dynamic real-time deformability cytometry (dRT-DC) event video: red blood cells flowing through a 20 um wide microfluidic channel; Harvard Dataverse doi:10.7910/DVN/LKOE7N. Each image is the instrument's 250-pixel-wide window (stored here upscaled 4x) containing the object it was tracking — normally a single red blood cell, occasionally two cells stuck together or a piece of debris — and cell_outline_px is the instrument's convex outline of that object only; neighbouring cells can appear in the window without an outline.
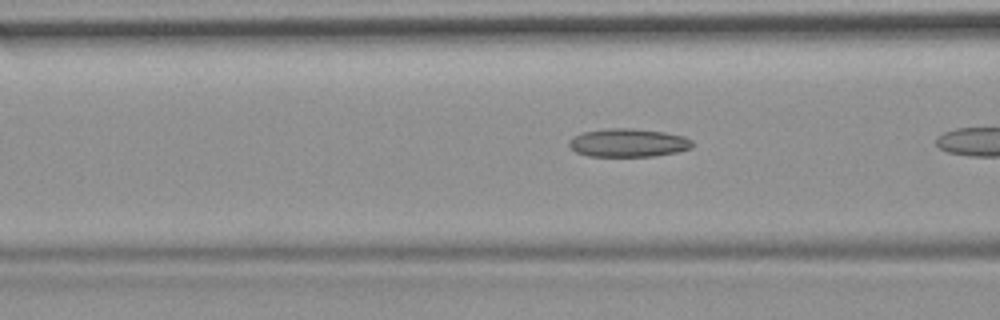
{"species": "common noctule bat (a hibernating species)", "species_latin": "Nyctalus noctula", "temperature_condition": "room temperature", "stored_images_in_passage": 10, "camera_frame_rate_fps": 3000, "um_per_image_px": 0.085, "animal": {"sex": "female", "body_mass_g": 19.9}, "frame": {"image": 1, "passage_image": 5, "time_ms": 1.333, "image_size_px": [1000, 320], "cell_outline_px": [[692, 148], [680, 152], [652, 156], [588, 156], [576, 152], [568, 144], [568, 140], [584, 132], [608, 128], [632, 128], [664, 132], [684, 136], [692, 140]], "centroid_in_image_um": [53.43, 12.14], "position_along_channel_um": 113.2, "area_um2": 20.35}}